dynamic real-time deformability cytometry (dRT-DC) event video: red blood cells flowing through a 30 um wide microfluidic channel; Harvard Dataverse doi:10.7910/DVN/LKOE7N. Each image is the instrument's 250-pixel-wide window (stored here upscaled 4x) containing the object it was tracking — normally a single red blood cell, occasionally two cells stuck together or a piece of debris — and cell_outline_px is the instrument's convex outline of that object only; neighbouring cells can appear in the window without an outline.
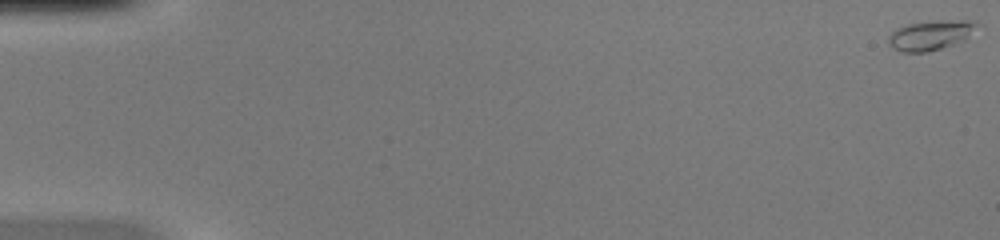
{"species": "common noctule bat (a hibernating species)", "species_latin": "Nyctalus noctula", "temperature_condition": "warm", "stored_images_in_passage": 52, "camera_frame_rate_fps": 3000, "um_per_image_px": 0.085, "animal": {"sex": "female", "body_mass_g": 20.0, "forearm_length_mm": 54.0}, "frame": {"image": 1, "passage_image": 1, "time_ms": 0.0, "image_size_px": [1000, 240], "cell_outline_px": [[976, 24], [964, 40], [928, 52], [900, 52], [892, 48], [888, 44], [888, 36], [896, 28], [908, 24], [940, 20], [976, 20]], "centroid_in_image_um": [79.01, 2.99], "position_along_channel_um": 6.0, "area_um2": 15.09}}
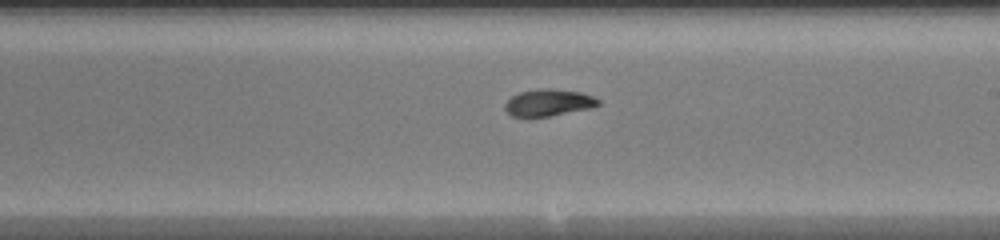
{"frame": {"image": 2, "passage_image": 31, "time_ms": 10.0, "image_size_px": [1000, 240], "cell_outline_px": [[600, 104], [588, 108], [548, 116], [512, 116], [504, 108], [504, 104], [512, 96], [520, 92], [548, 88], [580, 92], [592, 96], [600, 100]], "centroid_in_image_um": [46.61, 8.72], "position_along_channel_um": 242.4, "area_um2": 14.16}}
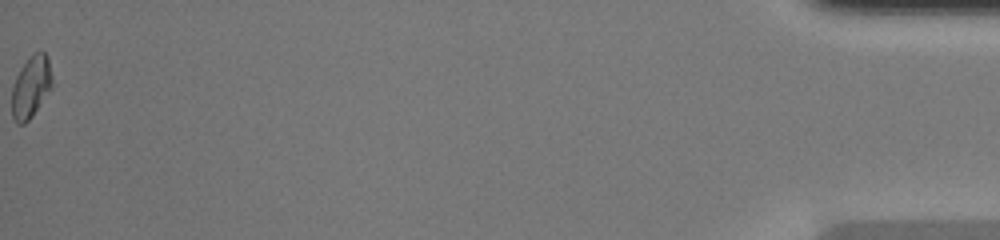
{"frame": {"image": 3, "passage_image": 52, "time_ms": 17.0, "image_size_px": [1000, 240], "cell_outline_px": [[52, 88], [32, 116], [24, 124], [16, 124], [12, 116], [12, 88], [16, 76], [20, 68], [28, 56], [36, 52], [44, 52], [48, 56], [52, 76]], "centroid_in_image_um": [2.63, 7.37], "position_along_channel_um": 432.6, "area_um2": 14.68}, "authors_computed_cell_mechanics": {"area_um2": 14.5367, "velocity_mm_per_s": 4.1146, "shape_relaxation_time_tau1_ms": 3.1384, "shape_relaxation_time_tau2_ms": 4.2667, "deformation_change_tau1": 0.1885, "deformation_change_tau2": 0.0813}}